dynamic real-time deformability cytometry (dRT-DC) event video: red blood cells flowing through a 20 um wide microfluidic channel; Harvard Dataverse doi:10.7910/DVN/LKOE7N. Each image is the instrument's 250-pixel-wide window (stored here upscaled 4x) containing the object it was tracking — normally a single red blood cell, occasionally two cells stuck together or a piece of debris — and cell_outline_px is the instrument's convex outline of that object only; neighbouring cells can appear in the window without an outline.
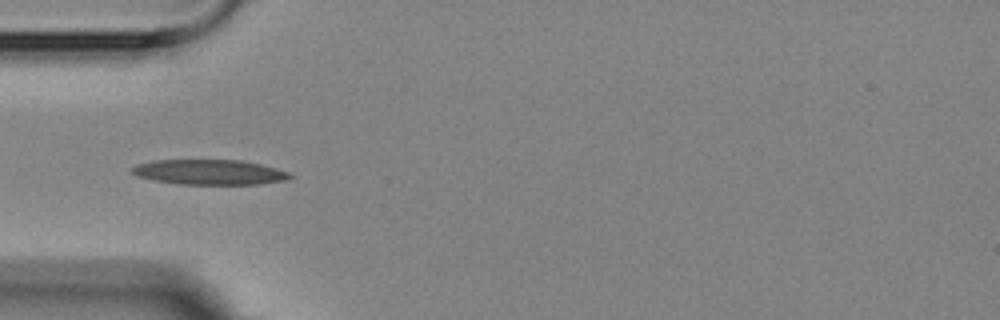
{"species": "Egyptian fruit bat (a non-hibernating species)", "species_latin": "Rousettus aegyptiacus", "temperature_condition": "room temperature", "stored_images_in_passage": 6, "camera_frame_rate_fps": 3000, "um_per_image_px": 0.085, "animal": {"sex": "female"}, "frame": {"image": 1, "passage_image": 6, "time_ms": 6.0, "image_size_px": [1000, 320], "cell_outline_px": [[292, 176], [288, 180], [256, 184], [180, 184], [152, 180], [140, 176], [132, 172], [132, 168], [136, 164], [152, 160], [244, 160], [276, 168], [288, 172]], "centroid_in_image_um": [17.81, 14.62], "position_along_channel_um": 67.2, "area_um2": 23.0}}